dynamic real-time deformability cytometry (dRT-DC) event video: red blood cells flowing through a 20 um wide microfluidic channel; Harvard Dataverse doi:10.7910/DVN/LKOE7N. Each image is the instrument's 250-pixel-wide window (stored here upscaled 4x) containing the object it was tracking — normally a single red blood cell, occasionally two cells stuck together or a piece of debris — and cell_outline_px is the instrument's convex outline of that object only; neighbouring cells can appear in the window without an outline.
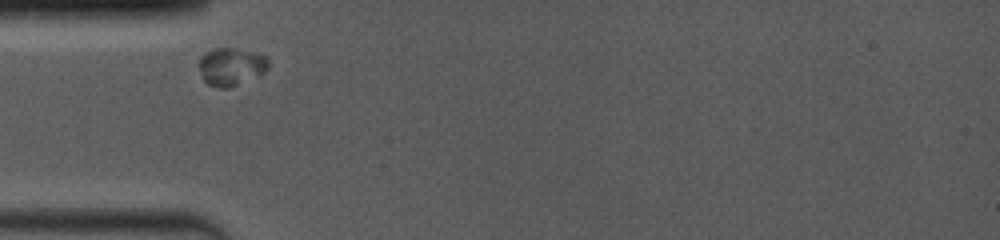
{"species": "common noctule bat (a hibernating species)", "species_latin": "Nyctalus noctula", "temperature_condition": "room temperature", "stored_images_in_passage": 19, "camera_frame_rate_fps": 4000, "um_per_image_px": 0.085, "animal": {"sex": "female", "body_mass_g": 19.0, "forearm_length_mm": 53.3}, "frame": {"image": 1, "passage_image": 1, "time_ms": 0.0, "image_size_px": [1000, 240], "cell_outline_px": [[268, 68], [264, 72], [228, 88], [220, 88], [208, 84], [204, 80], [196, 64], [200, 56], [204, 52], [212, 48], [236, 48], [260, 52], [268, 56]], "centroid_in_image_um": [19.62, 5.61], "position_along_channel_um": 65.4, "area_um2": 15.61}}
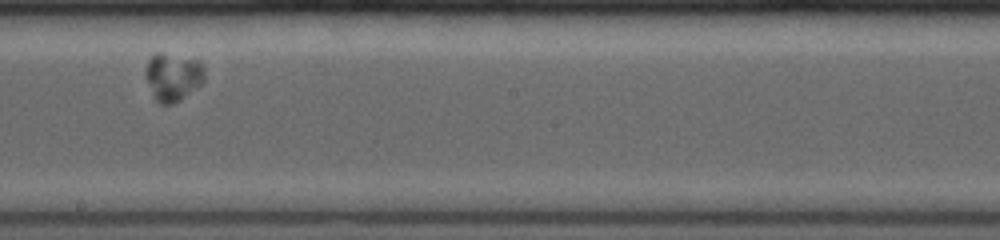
{"frame": {"image": 2, "passage_image": 7, "time_ms": 4.5, "image_size_px": [1000, 240], "cell_outline_px": [[204, 80], [200, 84], [180, 100], [172, 104], [160, 104], [156, 100], [144, 76], [144, 72], [148, 60], [156, 52], [160, 52], [200, 60], [204, 68]], "centroid_in_image_um": [14.68, 6.51], "position_along_channel_um": 233.5, "area_um2": 16.47}}
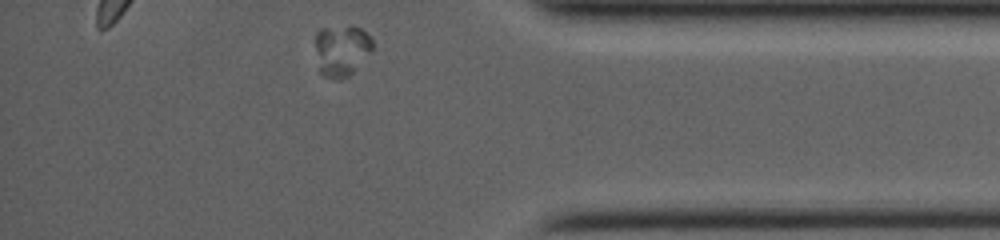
{"frame": {"image": 3, "passage_image": 19, "time_ms": 9.25, "image_size_px": [1000, 240], "cell_outline_px": [[372, 48], [352, 72], [348, 76], [336, 80], [324, 76], [320, 72], [316, 48], [316, 32], [320, 28], [360, 28], [372, 36]], "centroid_in_image_um": [29.01, 4.29], "position_along_channel_um": 406.2, "area_um2": 16.47}}